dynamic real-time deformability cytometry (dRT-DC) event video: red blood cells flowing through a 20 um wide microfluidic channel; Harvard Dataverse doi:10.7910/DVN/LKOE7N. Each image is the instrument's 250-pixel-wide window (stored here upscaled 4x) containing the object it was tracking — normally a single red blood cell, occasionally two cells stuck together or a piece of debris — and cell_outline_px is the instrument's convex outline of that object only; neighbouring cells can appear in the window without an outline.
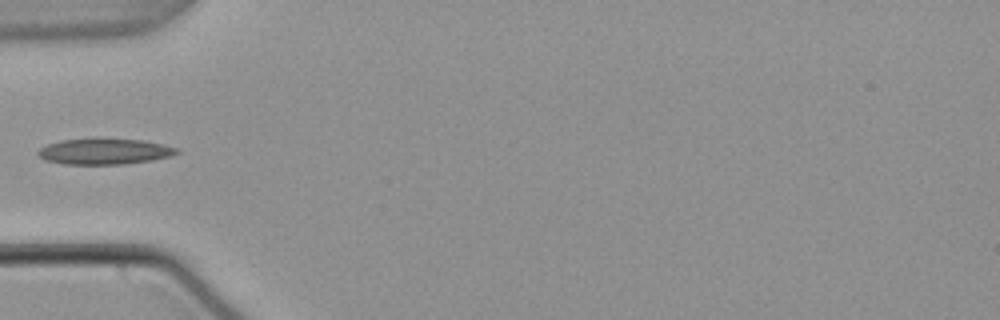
{"species": "common noctule bat (a hibernating species)", "species_latin": "Nyctalus noctula", "temperature_condition": "warm", "stored_images_in_passage": 36, "camera_frame_rate_fps": 3000, "um_per_image_px": 0.085, "animal": {"sex": "male", "body_mass_g": 21.5, "forearm_length_mm": 52.0}, "frame": {"image": 1, "passage_image": 1, "time_ms": 0.0, "image_size_px": [1000, 320], "cell_outline_px": [[180, 152], [168, 156], [152, 160], [124, 164], [64, 164], [44, 160], [36, 152], [40, 148], [48, 144], [60, 140], [92, 136], [100, 136], [144, 140], [164, 144], [176, 148]], "centroid_in_image_um": [8.84, 12.82], "position_along_channel_um": 76.2, "area_um2": 21.68}}
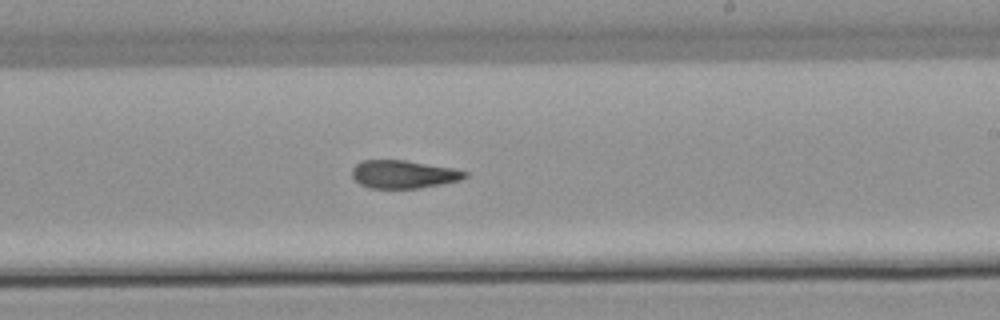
{"frame": {"image": 2, "passage_image": 15, "time_ms": 4.667, "image_size_px": [1000, 320], "cell_outline_px": [[468, 176], [460, 180], [420, 188], [372, 188], [360, 184], [352, 176], [352, 168], [360, 160], [404, 160], [452, 168], [468, 172]], "centroid_in_image_um": [34.28, 14.81], "position_along_channel_um": 254.7, "area_um2": 18.32}}
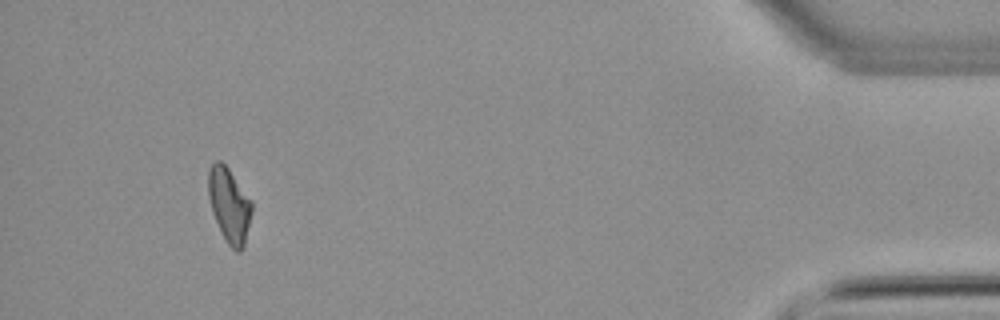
{"frame": {"image": 3, "passage_image": 33, "time_ms": 10.667, "image_size_px": [1000, 320], "cell_outline_px": [[252, 212], [244, 248], [240, 252], [236, 252], [228, 244], [212, 212], [208, 196], [208, 168], [216, 160], [220, 160], [228, 168], [252, 200]], "centroid_in_image_um": [19.5, 17.42], "position_along_channel_um": 415.7, "area_um2": 18.9}}